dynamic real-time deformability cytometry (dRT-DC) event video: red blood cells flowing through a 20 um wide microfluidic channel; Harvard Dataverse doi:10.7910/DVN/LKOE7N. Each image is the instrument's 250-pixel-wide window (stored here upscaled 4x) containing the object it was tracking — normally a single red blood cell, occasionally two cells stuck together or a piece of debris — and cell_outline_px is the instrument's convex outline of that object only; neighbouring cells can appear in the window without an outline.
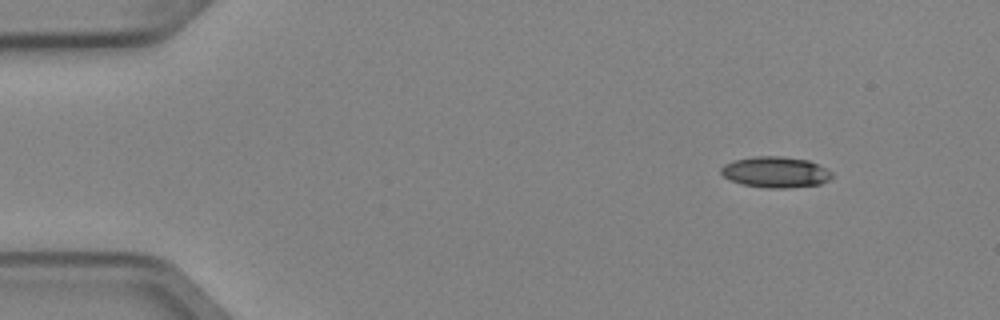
{"species": "Egyptian fruit bat (a non-hibernating species)", "species_latin": "Rousettus aegyptiacus", "temperature_condition": "cold", "stored_images_in_passage": 4, "camera_frame_rate_fps": 3000, "um_per_image_px": 0.085, "animal": {"sex": "female"}, "frame": {"image": 1, "passage_image": 1, "time_ms": 0.0, "image_size_px": [1000, 320], "cell_outline_px": [[832, 176], [828, 180], [820, 184], [788, 188], [764, 188], [740, 184], [728, 180], [720, 172], [720, 168], [724, 164], [732, 160], [756, 156], [784, 156], [808, 160], [832, 172]], "centroid_in_image_um": [65.86, 14.63], "position_along_channel_um": 19.1, "area_um2": 20.17}}